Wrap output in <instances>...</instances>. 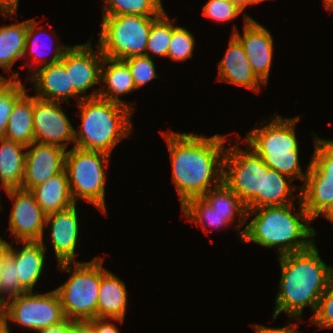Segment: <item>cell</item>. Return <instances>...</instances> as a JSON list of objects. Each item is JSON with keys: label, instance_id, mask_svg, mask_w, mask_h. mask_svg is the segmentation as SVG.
Here are the masks:
<instances>
[{"label": "cell", "instance_id": "52", "mask_svg": "<svg viewBox=\"0 0 333 333\" xmlns=\"http://www.w3.org/2000/svg\"><path fill=\"white\" fill-rule=\"evenodd\" d=\"M4 308H5V302L0 297V317L3 316Z\"/></svg>", "mask_w": 333, "mask_h": 333}, {"label": "cell", "instance_id": "32", "mask_svg": "<svg viewBox=\"0 0 333 333\" xmlns=\"http://www.w3.org/2000/svg\"><path fill=\"white\" fill-rule=\"evenodd\" d=\"M201 198L219 214H246V206L223 182Z\"/></svg>", "mask_w": 333, "mask_h": 333}, {"label": "cell", "instance_id": "21", "mask_svg": "<svg viewBox=\"0 0 333 333\" xmlns=\"http://www.w3.org/2000/svg\"><path fill=\"white\" fill-rule=\"evenodd\" d=\"M103 261L101 258V284L96 317L125 320L128 291L125 283L103 266Z\"/></svg>", "mask_w": 333, "mask_h": 333}, {"label": "cell", "instance_id": "41", "mask_svg": "<svg viewBox=\"0 0 333 333\" xmlns=\"http://www.w3.org/2000/svg\"><path fill=\"white\" fill-rule=\"evenodd\" d=\"M295 323H289L283 327V328H273V327H268L265 325H261V324H254L253 328L255 329L256 333H301L299 332L296 328L295 325H292Z\"/></svg>", "mask_w": 333, "mask_h": 333}, {"label": "cell", "instance_id": "49", "mask_svg": "<svg viewBox=\"0 0 333 333\" xmlns=\"http://www.w3.org/2000/svg\"><path fill=\"white\" fill-rule=\"evenodd\" d=\"M5 6H18L19 0H0Z\"/></svg>", "mask_w": 333, "mask_h": 333}, {"label": "cell", "instance_id": "33", "mask_svg": "<svg viewBox=\"0 0 333 333\" xmlns=\"http://www.w3.org/2000/svg\"><path fill=\"white\" fill-rule=\"evenodd\" d=\"M26 90L21 80L13 79L0 91V138H4L13 107Z\"/></svg>", "mask_w": 333, "mask_h": 333}, {"label": "cell", "instance_id": "1", "mask_svg": "<svg viewBox=\"0 0 333 333\" xmlns=\"http://www.w3.org/2000/svg\"><path fill=\"white\" fill-rule=\"evenodd\" d=\"M162 135L169 150L172 181L181 206L188 199L204 196L223 182L226 135L206 137L194 132L173 131Z\"/></svg>", "mask_w": 333, "mask_h": 333}, {"label": "cell", "instance_id": "27", "mask_svg": "<svg viewBox=\"0 0 333 333\" xmlns=\"http://www.w3.org/2000/svg\"><path fill=\"white\" fill-rule=\"evenodd\" d=\"M181 210L182 215L202 226L205 232L209 230L208 228L221 229L224 226H229L230 223L234 222L236 215L239 216V223L234 226L237 230H240L242 225L249 220L246 218V214H219L211 210L210 206L201 197L188 199L181 206Z\"/></svg>", "mask_w": 333, "mask_h": 333}, {"label": "cell", "instance_id": "46", "mask_svg": "<svg viewBox=\"0 0 333 333\" xmlns=\"http://www.w3.org/2000/svg\"><path fill=\"white\" fill-rule=\"evenodd\" d=\"M9 326H10V324H8V321H6L2 317H0V333H11Z\"/></svg>", "mask_w": 333, "mask_h": 333}, {"label": "cell", "instance_id": "2", "mask_svg": "<svg viewBox=\"0 0 333 333\" xmlns=\"http://www.w3.org/2000/svg\"><path fill=\"white\" fill-rule=\"evenodd\" d=\"M281 279L275 299L273 320L282 312L291 319L302 317L305 307L315 314L319 299L333 280V267L320 257L314 244L311 248L279 256Z\"/></svg>", "mask_w": 333, "mask_h": 333}, {"label": "cell", "instance_id": "22", "mask_svg": "<svg viewBox=\"0 0 333 333\" xmlns=\"http://www.w3.org/2000/svg\"><path fill=\"white\" fill-rule=\"evenodd\" d=\"M100 83H105L106 86L100 87L99 97L125 105L134 111L133 103H127L119 97L136 90L130 68L124 60L104 56L101 65Z\"/></svg>", "mask_w": 333, "mask_h": 333}, {"label": "cell", "instance_id": "16", "mask_svg": "<svg viewBox=\"0 0 333 333\" xmlns=\"http://www.w3.org/2000/svg\"><path fill=\"white\" fill-rule=\"evenodd\" d=\"M26 149L21 189L30 191L65 169L67 150L62 147L33 142Z\"/></svg>", "mask_w": 333, "mask_h": 333}, {"label": "cell", "instance_id": "10", "mask_svg": "<svg viewBox=\"0 0 333 333\" xmlns=\"http://www.w3.org/2000/svg\"><path fill=\"white\" fill-rule=\"evenodd\" d=\"M239 139L240 134L235 145L226 148L223 158V183L247 206L258 193H261L265 164L249 146L242 150Z\"/></svg>", "mask_w": 333, "mask_h": 333}, {"label": "cell", "instance_id": "3", "mask_svg": "<svg viewBox=\"0 0 333 333\" xmlns=\"http://www.w3.org/2000/svg\"><path fill=\"white\" fill-rule=\"evenodd\" d=\"M298 200L299 207L294 214L291 212L294 203L246 210V218L257 214L237 232L238 239L243 243L251 241L262 247L277 248L279 256L311 248L316 244L313 238L317 232L309 226L314 220L304 209L301 199Z\"/></svg>", "mask_w": 333, "mask_h": 333}, {"label": "cell", "instance_id": "45", "mask_svg": "<svg viewBox=\"0 0 333 333\" xmlns=\"http://www.w3.org/2000/svg\"><path fill=\"white\" fill-rule=\"evenodd\" d=\"M19 72H12L11 77H4L1 73H0V91H2L13 79H19Z\"/></svg>", "mask_w": 333, "mask_h": 333}, {"label": "cell", "instance_id": "30", "mask_svg": "<svg viewBox=\"0 0 333 333\" xmlns=\"http://www.w3.org/2000/svg\"><path fill=\"white\" fill-rule=\"evenodd\" d=\"M103 16L139 15L158 17L165 9L161 0H104Z\"/></svg>", "mask_w": 333, "mask_h": 333}, {"label": "cell", "instance_id": "12", "mask_svg": "<svg viewBox=\"0 0 333 333\" xmlns=\"http://www.w3.org/2000/svg\"><path fill=\"white\" fill-rule=\"evenodd\" d=\"M63 102L47 101L33 95V128L35 142L56 145L67 150L75 144V128L62 110Z\"/></svg>", "mask_w": 333, "mask_h": 333}, {"label": "cell", "instance_id": "40", "mask_svg": "<svg viewBox=\"0 0 333 333\" xmlns=\"http://www.w3.org/2000/svg\"><path fill=\"white\" fill-rule=\"evenodd\" d=\"M82 324L65 318L62 322L48 326L46 328H42L36 332L38 333H75V331L81 326Z\"/></svg>", "mask_w": 333, "mask_h": 333}, {"label": "cell", "instance_id": "23", "mask_svg": "<svg viewBox=\"0 0 333 333\" xmlns=\"http://www.w3.org/2000/svg\"><path fill=\"white\" fill-rule=\"evenodd\" d=\"M23 243L22 249L14 248L10 243V255L15 259L16 271L20 284L27 290L33 291L41 275L43 274L47 246L44 240L27 241ZM17 250V251H16Z\"/></svg>", "mask_w": 333, "mask_h": 333}, {"label": "cell", "instance_id": "6", "mask_svg": "<svg viewBox=\"0 0 333 333\" xmlns=\"http://www.w3.org/2000/svg\"><path fill=\"white\" fill-rule=\"evenodd\" d=\"M74 262L57 264V270L71 275L55 290L65 317L83 325L86 321L96 318L101 284V258L95 257L89 262Z\"/></svg>", "mask_w": 333, "mask_h": 333}, {"label": "cell", "instance_id": "39", "mask_svg": "<svg viewBox=\"0 0 333 333\" xmlns=\"http://www.w3.org/2000/svg\"><path fill=\"white\" fill-rule=\"evenodd\" d=\"M107 320V321H106ZM114 320L122 324L124 320L120 319H109V318H94L89 321H86L83 325L91 332V333H120L119 329L116 325H114L111 321Z\"/></svg>", "mask_w": 333, "mask_h": 333}, {"label": "cell", "instance_id": "31", "mask_svg": "<svg viewBox=\"0 0 333 333\" xmlns=\"http://www.w3.org/2000/svg\"><path fill=\"white\" fill-rule=\"evenodd\" d=\"M169 18L165 10L152 22L147 41L146 56L167 57L172 31L177 27ZM150 52V53H149Z\"/></svg>", "mask_w": 333, "mask_h": 333}, {"label": "cell", "instance_id": "48", "mask_svg": "<svg viewBox=\"0 0 333 333\" xmlns=\"http://www.w3.org/2000/svg\"><path fill=\"white\" fill-rule=\"evenodd\" d=\"M323 2L324 7L331 13L333 11V0H323Z\"/></svg>", "mask_w": 333, "mask_h": 333}, {"label": "cell", "instance_id": "44", "mask_svg": "<svg viewBox=\"0 0 333 333\" xmlns=\"http://www.w3.org/2000/svg\"><path fill=\"white\" fill-rule=\"evenodd\" d=\"M227 1L234 4L241 12H243L248 5L257 4L264 0H227Z\"/></svg>", "mask_w": 333, "mask_h": 333}, {"label": "cell", "instance_id": "7", "mask_svg": "<svg viewBox=\"0 0 333 333\" xmlns=\"http://www.w3.org/2000/svg\"><path fill=\"white\" fill-rule=\"evenodd\" d=\"M111 155L93 150L72 147L66 151L65 171L72 197L83 199L107 214L105 203L106 169Z\"/></svg>", "mask_w": 333, "mask_h": 333}, {"label": "cell", "instance_id": "9", "mask_svg": "<svg viewBox=\"0 0 333 333\" xmlns=\"http://www.w3.org/2000/svg\"><path fill=\"white\" fill-rule=\"evenodd\" d=\"M314 153L300 188V199L315 220L333 204V152L314 134Z\"/></svg>", "mask_w": 333, "mask_h": 333}, {"label": "cell", "instance_id": "37", "mask_svg": "<svg viewBox=\"0 0 333 333\" xmlns=\"http://www.w3.org/2000/svg\"><path fill=\"white\" fill-rule=\"evenodd\" d=\"M311 324L322 328H333V280L319 299L318 307L311 317Z\"/></svg>", "mask_w": 333, "mask_h": 333}, {"label": "cell", "instance_id": "19", "mask_svg": "<svg viewBox=\"0 0 333 333\" xmlns=\"http://www.w3.org/2000/svg\"><path fill=\"white\" fill-rule=\"evenodd\" d=\"M228 43L227 51L218 64L219 77L217 80L229 82L258 93L264 83L253 72L240 41L231 34Z\"/></svg>", "mask_w": 333, "mask_h": 333}, {"label": "cell", "instance_id": "14", "mask_svg": "<svg viewBox=\"0 0 333 333\" xmlns=\"http://www.w3.org/2000/svg\"><path fill=\"white\" fill-rule=\"evenodd\" d=\"M13 200V207L9 216V228L19 242L41 241L44 237L46 214L34 198V195L24 189L6 191Z\"/></svg>", "mask_w": 333, "mask_h": 333}, {"label": "cell", "instance_id": "29", "mask_svg": "<svg viewBox=\"0 0 333 333\" xmlns=\"http://www.w3.org/2000/svg\"><path fill=\"white\" fill-rule=\"evenodd\" d=\"M38 23H40V22H37L34 19L28 20V28H27V33H26V41H25V49H24L23 57L27 58L28 57L27 54L30 53L29 55L32 56L31 60H33V62H35L34 64L38 63V66L42 65L41 67L61 61L65 52L71 46H68L65 44L64 45L59 44V46L57 45L56 48L53 50L54 55L51 58H49L50 61H48L49 59L45 58L47 55L46 56L43 55L42 51L44 49V51H45L44 54H46L47 49L51 46L50 43L52 42V40L48 44H45L46 41H44L45 39H43V38H41L43 40H41V39L39 40L40 36L43 34L42 32H40V31H42L41 29H43V28H42V26H39V28H38L37 27ZM39 34H40V36L38 38ZM47 45H50V46H47ZM45 46H47V47H45ZM48 52H49V50H48Z\"/></svg>", "mask_w": 333, "mask_h": 333}, {"label": "cell", "instance_id": "36", "mask_svg": "<svg viewBox=\"0 0 333 333\" xmlns=\"http://www.w3.org/2000/svg\"><path fill=\"white\" fill-rule=\"evenodd\" d=\"M130 68L136 89L145 86L154 78L159 77L156 74V66L152 57L149 56H134L124 59Z\"/></svg>", "mask_w": 333, "mask_h": 333}, {"label": "cell", "instance_id": "51", "mask_svg": "<svg viewBox=\"0 0 333 333\" xmlns=\"http://www.w3.org/2000/svg\"><path fill=\"white\" fill-rule=\"evenodd\" d=\"M75 333H91L84 325H81Z\"/></svg>", "mask_w": 333, "mask_h": 333}, {"label": "cell", "instance_id": "13", "mask_svg": "<svg viewBox=\"0 0 333 333\" xmlns=\"http://www.w3.org/2000/svg\"><path fill=\"white\" fill-rule=\"evenodd\" d=\"M97 52L92 47L91 39L84 44L71 46L66 51V71H69L70 85L83 99L98 97L99 94L100 88L87 94V90L101 84L104 55L98 45Z\"/></svg>", "mask_w": 333, "mask_h": 333}, {"label": "cell", "instance_id": "20", "mask_svg": "<svg viewBox=\"0 0 333 333\" xmlns=\"http://www.w3.org/2000/svg\"><path fill=\"white\" fill-rule=\"evenodd\" d=\"M294 179L286 174L270 169L266 164L263 166L261 193L246 206V210L264 206H284L294 203V197L300 198V189L290 183ZM298 194H294L295 190Z\"/></svg>", "mask_w": 333, "mask_h": 333}, {"label": "cell", "instance_id": "47", "mask_svg": "<svg viewBox=\"0 0 333 333\" xmlns=\"http://www.w3.org/2000/svg\"><path fill=\"white\" fill-rule=\"evenodd\" d=\"M322 216L333 223V204L322 214Z\"/></svg>", "mask_w": 333, "mask_h": 333}, {"label": "cell", "instance_id": "11", "mask_svg": "<svg viewBox=\"0 0 333 333\" xmlns=\"http://www.w3.org/2000/svg\"><path fill=\"white\" fill-rule=\"evenodd\" d=\"M2 318L36 332L58 324L66 317L59 295L53 290L42 294L28 291L6 300Z\"/></svg>", "mask_w": 333, "mask_h": 333}, {"label": "cell", "instance_id": "42", "mask_svg": "<svg viewBox=\"0 0 333 333\" xmlns=\"http://www.w3.org/2000/svg\"><path fill=\"white\" fill-rule=\"evenodd\" d=\"M9 255H10V243L6 242L0 237V273Z\"/></svg>", "mask_w": 333, "mask_h": 333}, {"label": "cell", "instance_id": "5", "mask_svg": "<svg viewBox=\"0 0 333 333\" xmlns=\"http://www.w3.org/2000/svg\"><path fill=\"white\" fill-rule=\"evenodd\" d=\"M275 116L261 128L256 126L249 130L244 143L254 150L270 169L286 174L292 179L305 180L308 173L302 171L299 162V143L295 126L301 117Z\"/></svg>", "mask_w": 333, "mask_h": 333}, {"label": "cell", "instance_id": "35", "mask_svg": "<svg viewBox=\"0 0 333 333\" xmlns=\"http://www.w3.org/2000/svg\"><path fill=\"white\" fill-rule=\"evenodd\" d=\"M16 267L15 259L9 255L0 273V297L4 302L28 292L20 284Z\"/></svg>", "mask_w": 333, "mask_h": 333}, {"label": "cell", "instance_id": "25", "mask_svg": "<svg viewBox=\"0 0 333 333\" xmlns=\"http://www.w3.org/2000/svg\"><path fill=\"white\" fill-rule=\"evenodd\" d=\"M26 148L17 142L0 138V186L5 191L22 186Z\"/></svg>", "mask_w": 333, "mask_h": 333}, {"label": "cell", "instance_id": "8", "mask_svg": "<svg viewBox=\"0 0 333 333\" xmlns=\"http://www.w3.org/2000/svg\"><path fill=\"white\" fill-rule=\"evenodd\" d=\"M156 18L139 15L102 16L96 45L105 57L112 59L146 56L147 41Z\"/></svg>", "mask_w": 333, "mask_h": 333}, {"label": "cell", "instance_id": "38", "mask_svg": "<svg viewBox=\"0 0 333 333\" xmlns=\"http://www.w3.org/2000/svg\"><path fill=\"white\" fill-rule=\"evenodd\" d=\"M202 14L217 22H226L235 19L242 12L227 0H209L203 5Z\"/></svg>", "mask_w": 333, "mask_h": 333}, {"label": "cell", "instance_id": "24", "mask_svg": "<svg viewBox=\"0 0 333 333\" xmlns=\"http://www.w3.org/2000/svg\"><path fill=\"white\" fill-rule=\"evenodd\" d=\"M30 192L46 215L62 211L75 204L65 169L45 183L33 187Z\"/></svg>", "mask_w": 333, "mask_h": 333}, {"label": "cell", "instance_id": "28", "mask_svg": "<svg viewBox=\"0 0 333 333\" xmlns=\"http://www.w3.org/2000/svg\"><path fill=\"white\" fill-rule=\"evenodd\" d=\"M28 20L0 27V67L10 71L23 58Z\"/></svg>", "mask_w": 333, "mask_h": 333}, {"label": "cell", "instance_id": "50", "mask_svg": "<svg viewBox=\"0 0 333 333\" xmlns=\"http://www.w3.org/2000/svg\"><path fill=\"white\" fill-rule=\"evenodd\" d=\"M320 140L333 152V140L332 139H321Z\"/></svg>", "mask_w": 333, "mask_h": 333}, {"label": "cell", "instance_id": "15", "mask_svg": "<svg viewBox=\"0 0 333 333\" xmlns=\"http://www.w3.org/2000/svg\"><path fill=\"white\" fill-rule=\"evenodd\" d=\"M243 35L234 27L232 34L240 41L256 76L267 85L273 58V37L250 15L244 14Z\"/></svg>", "mask_w": 333, "mask_h": 333}, {"label": "cell", "instance_id": "43", "mask_svg": "<svg viewBox=\"0 0 333 333\" xmlns=\"http://www.w3.org/2000/svg\"><path fill=\"white\" fill-rule=\"evenodd\" d=\"M18 6H5L1 1H0V12L2 14V17H10V18H15L17 17V9Z\"/></svg>", "mask_w": 333, "mask_h": 333}, {"label": "cell", "instance_id": "18", "mask_svg": "<svg viewBox=\"0 0 333 333\" xmlns=\"http://www.w3.org/2000/svg\"><path fill=\"white\" fill-rule=\"evenodd\" d=\"M30 67L32 75L27 76V80L33 83L37 98L63 103L74 96L77 102L83 99L70 85L69 71H66V52L61 61L38 68V71H35L37 68L34 66Z\"/></svg>", "mask_w": 333, "mask_h": 333}, {"label": "cell", "instance_id": "4", "mask_svg": "<svg viewBox=\"0 0 333 333\" xmlns=\"http://www.w3.org/2000/svg\"><path fill=\"white\" fill-rule=\"evenodd\" d=\"M77 103L81 127L79 131L75 129V147L111 155L119 141L132 133L134 112L127 106L99 96Z\"/></svg>", "mask_w": 333, "mask_h": 333}, {"label": "cell", "instance_id": "34", "mask_svg": "<svg viewBox=\"0 0 333 333\" xmlns=\"http://www.w3.org/2000/svg\"><path fill=\"white\" fill-rule=\"evenodd\" d=\"M194 46V35L188 29L177 26L172 31L167 57L172 61L187 60L193 57Z\"/></svg>", "mask_w": 333, "mask_h": 333}, {"label": "cell", "instance_id": "17", "mask_svg": "<svg viewBox=\"0 0 333 333\" xmlns=\"http://www.w3.org/2000/svg\"><path fill=\"white\" fill-rule=\"evenodd\" d=\"M77 204L62 211L46 215L45 227H49L50 243L58 260L57 264L73 263L79 235Z\"/></svg>", "mask_w": 333, "mask_h": 333}, {"label": "cell", "instance_id": "26", "mask_svg": "<svg viewBox=\"0 0 333 333\" xmlns=\"http://www.w3.org/2000/svg\"><path fill=\"white\" fill-rule=\"evenodd\" d=\"M4 138L26 147L35 142L33 128V96L27 92L15 103L9 116Z\"/></svg>", "mask_w": 333, "mask_h": 333}]
</instances>
